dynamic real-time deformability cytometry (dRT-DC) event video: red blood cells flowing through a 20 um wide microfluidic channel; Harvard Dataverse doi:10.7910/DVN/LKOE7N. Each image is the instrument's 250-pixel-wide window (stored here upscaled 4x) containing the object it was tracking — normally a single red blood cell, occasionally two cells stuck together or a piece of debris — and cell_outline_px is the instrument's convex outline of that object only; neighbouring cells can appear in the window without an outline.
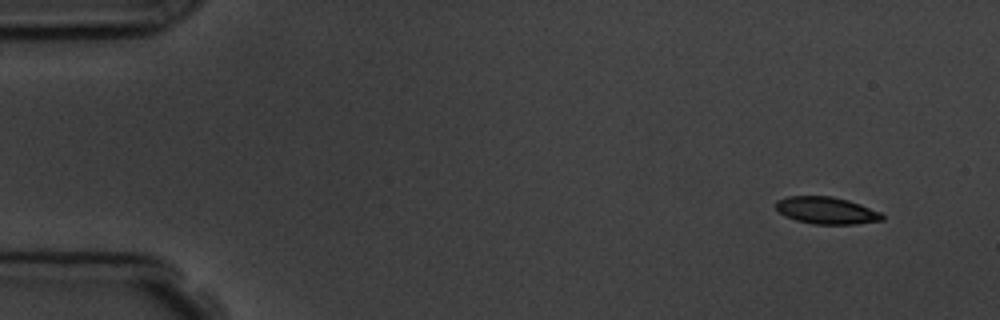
{"species": "common noctule bat (a hibernating species)", "species_latin": "Nyctalus noctula", "temperature_condition": "room temperature", "stored_images_in_passage": 6, "camera_frame_rate_fps": 3000, "um_per_image_px": 0.085, "animal": {"sex": "male", "body_mass_g": 19.5, "forearm_length_mm": 54.6}, "frame": {"image": 1, "passage_image": 1, "time_ms": 0.0, "image_size_px": [1000, 320], "cell_outline_px": [[884, 220], [856, 224], [816, 224], [796, 220], [784, 216], [776, 208], [776, 200], [788, 196], [832, 196], [848, 200], [860, 204], [880, 212], [884, 216]], "centroid_in_image_um": [70.25, 17.89], "position_along_channel_um": 14.8, "area_um2": 16.76}}